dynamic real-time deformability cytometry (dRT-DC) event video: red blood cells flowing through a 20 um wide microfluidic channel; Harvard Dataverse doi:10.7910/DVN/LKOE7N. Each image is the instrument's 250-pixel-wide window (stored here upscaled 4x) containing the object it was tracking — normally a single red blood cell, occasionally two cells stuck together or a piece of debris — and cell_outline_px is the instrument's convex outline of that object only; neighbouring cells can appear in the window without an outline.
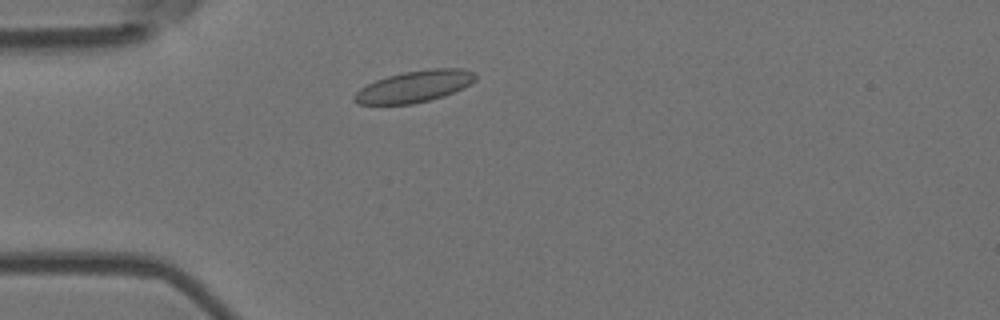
{"species": "Egyptian fruit bat (a non-hibernating species)", "species_latin": "Rousettus aegyptiacus", "temperature_condition": "room temperature", "stored_images_in_passage": 15, "camera_frame_rate_fps": 3000, "um_per_image_px": 0.085, "animal": {"sex": "female"}, "frame": {"image": 1, "passage_image": 8, "time_ms": 2.333, "image_size_px": [1000, 320], "cell_outline_px": [[476, 80], [464, 88], [444, 96], [412, 104], [360, 104], [352, 100], [352, 96], [360, 88], [376, 80], [388, 76], [404, 72], [428, 68], [464, 68], [476, 72]], "centroid_in_image_um": [35.26, 7.33], "position_along_channel_um": 49.7, "area_um2": 22.43}}
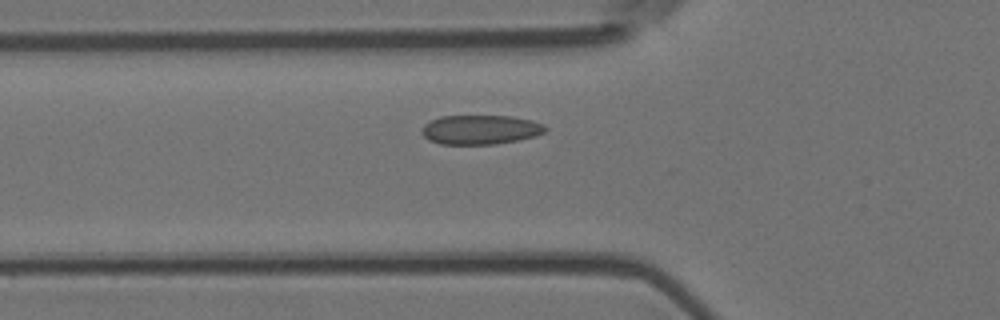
{"frame": {"image": 2, "passage_image": 12, "time_ms": 3.667, "image_size_px": [1000, 320], "cell_outline_px": [[548, 128], [544, 132], [536, 136], [496, 144], [440, 144], [428, 140], [420, 132], [424, 124], [440, 116], [512, 116], [532, 120], [544, 124]], "centroid_in_image_um": [40.83, 11.02], "position_along_channel_um": 85.0, "area_um2": 21.21}}